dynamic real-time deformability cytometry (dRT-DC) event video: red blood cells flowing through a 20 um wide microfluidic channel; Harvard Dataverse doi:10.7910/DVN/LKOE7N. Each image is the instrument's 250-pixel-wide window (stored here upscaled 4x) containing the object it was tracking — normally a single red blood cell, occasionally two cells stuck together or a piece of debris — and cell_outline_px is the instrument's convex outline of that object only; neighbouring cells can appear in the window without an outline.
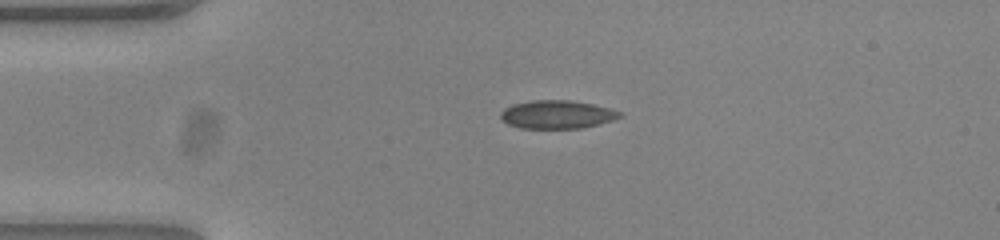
{"species": "common noctule bat (a hibernating species)", "species_latin": "Nyctalus noctula", "temperature_condition": "warm", "stored_images_in_passage": 42, "camera_frame_rate_fps": 3000, "um_per_image_px": 0.085, "animal": {"sex": "female", "body_mass_g": 23.0, "forearm_length_mm": 53.4}, "frame": {"image": 1, "passage_image": 1, "time_ms": 0.0, "image_size_px": [1000, 240], "cell_outline_px": [[624, 116], [612, 120], [580, 128], [520, 128], [508, 124], [500, 120], [500, 112], [504, 108], [512, 104], [532, 100], [568, 100], [592, 104], [624, 112]], "centroid_in_image_um": [47.31, 9.73], "position_along_channel_um": 37.7, "area_um2": 19.65}}
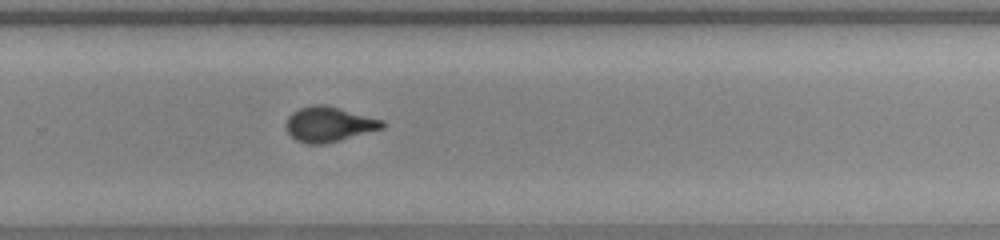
{"frame": {"image": 2, "passage_image": 24, "time_ms": 7.667, "image_size_px": [1000, 240], "cell_outline_px": [[388, 124], [384, 128], [340, 140], [324, 144], [304, 144], [296, 140], [288, 132], [284, 124], [288, 116], [292, 112], [300, 108], [312, 104], [324, 104], [384, 120]], "centroid_in_image_um": [27.95, 10.56], "position_along_channel_um": 301.8, "area_um2": 19.83}}
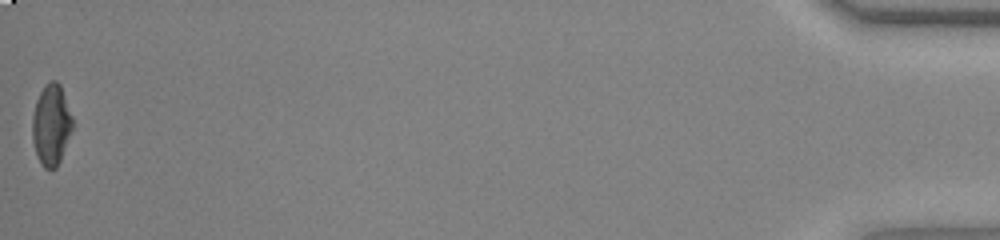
{"frame": {"image": 3, "passage_image": 42, "time_ms": 13.667, "image_size_px": [1000, 240], "cell_outline_px": [[72, 128], [60, 160], [56, 168], [44, 168], [40, 164], [36, 156], [32, 140], [32, 116], [36, 100], [44, 84], [48, 80], [56, 80], [60, 84], [72, 116]], "centroid_in_image_um": [4.32, 10.59], "position_along_channel_um": 430.9, "area_um2": 19.02}, "authors_computed_cell_mechanics": {"area_um2": 19.3341, "velocity_mm_per_s": 3.8583, "shape_relaxation_time_tau1_ms": 6.8807, "shape_relaxation_time_tau2_ms": null, "deformation_change_tau1": 0.2033, "deformation_change_tau2": null}}